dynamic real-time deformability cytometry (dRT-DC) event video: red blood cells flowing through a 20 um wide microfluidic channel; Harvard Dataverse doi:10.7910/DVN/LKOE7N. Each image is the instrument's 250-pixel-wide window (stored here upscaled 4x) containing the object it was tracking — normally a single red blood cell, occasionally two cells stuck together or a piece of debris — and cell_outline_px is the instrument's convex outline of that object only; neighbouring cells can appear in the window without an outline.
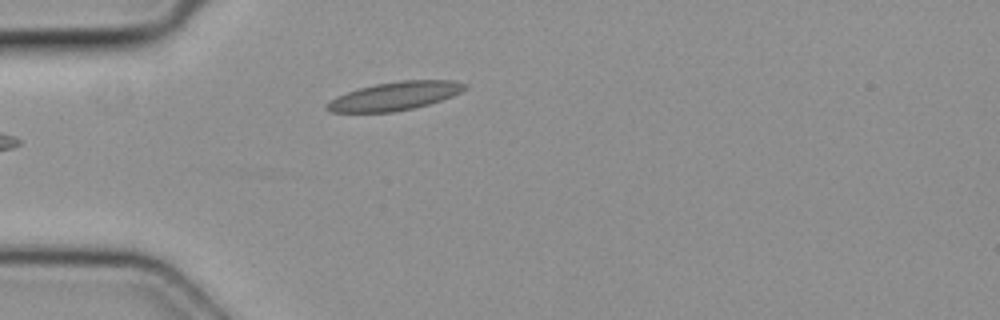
{"species": "common noctule bat (a hibernating species)", "species_latin": "Nyctalus noctula", "temperature_condition": "cold", "stored_images_in_passage": 2, "camera_frame_rate_fps": 3000, "um_per_image_px": 0.085, "animal": {"sex": "female", "body_mass_g": 19.3, "forearm_length_mm": 54.1}, "frame": {"image": 1, "passage_image": 2, "time_ms": 0.333, "image_size_px": [1000, 320], "cell_outline_px": [[468, 88], [452, 96], [428, 104], [412, 108], [392, 112], [332, 112], [324, 108], [324, 104], [336, 96], [360, 88], [376, 84], [400, 80], [452, 80], [468, 84]], "centroid_in_image_um": [33.55, 8.16], "position_along_channel_um": 51.4, "area_um2": 22.72}}